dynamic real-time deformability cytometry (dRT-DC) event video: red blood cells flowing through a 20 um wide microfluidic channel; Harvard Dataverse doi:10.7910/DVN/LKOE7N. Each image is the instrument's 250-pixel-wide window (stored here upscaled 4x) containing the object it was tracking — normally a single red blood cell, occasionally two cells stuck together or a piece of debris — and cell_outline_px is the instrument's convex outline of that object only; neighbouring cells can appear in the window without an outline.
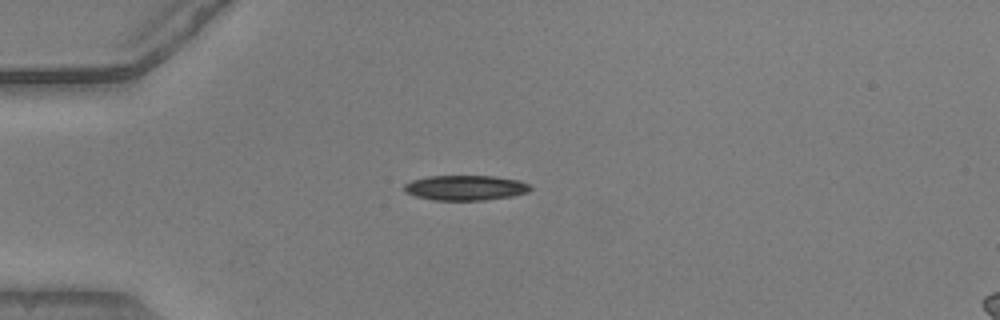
{"species": "common noctule bat (a hibernating species)", "species_latin": "Nyctalus noctula", "temperature_condition": "warm", "stored_images_in_passage": 39, "camera_frame_rate_fps": 3000, "um_per_image_px": 0.085, "animal": {"sex": "male", "body_mass_g": 20.5, "forearm_length_mm": 52.5}, "frame": {"image": 1, "passage_image": 1, "time_ms": 0.0, "image_size_px": [1000, 320], "cell_outline_px": [[532, 188], [528, 192], [512, 196], [484, 200], [432, 200], [416, 196], [404, 192], [404, 184], [412, 180], [428, 176], [492, 176], [520, 180], [528, 184]], "centroid_in_image_um": [39.55, 15.96], "position_along_channel_um": 45.4, "area_um2": 18.44}}
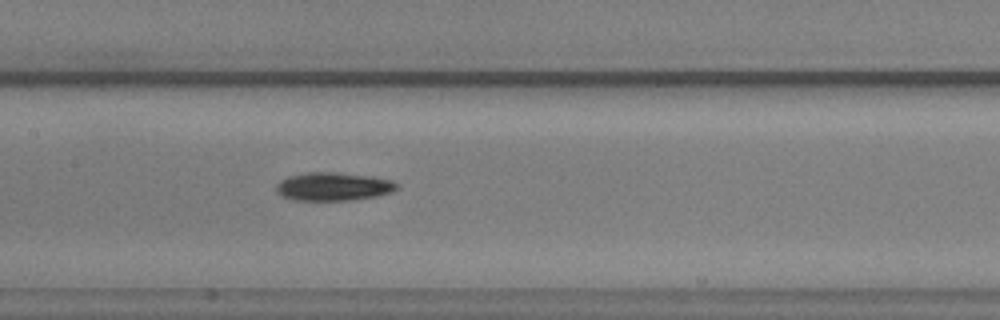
{"frame": {"image": 2, "passage_image": 13, "time_ms": 4.0, "image_size_px": [1000, 320], "cell_outline_px": [[400, 188], [392, 192], [376, 196], [352, 200], [292, 200], [276, 192], [276, 184], [280, 180], [288, 176], [308, 172], [336, 172], [372, 176], [392, 180], [400, 184]], "centroid_in_image_um": [28.37, 15.85], "position_along_channel_um": 179.0, "area_um2": 20.11}}
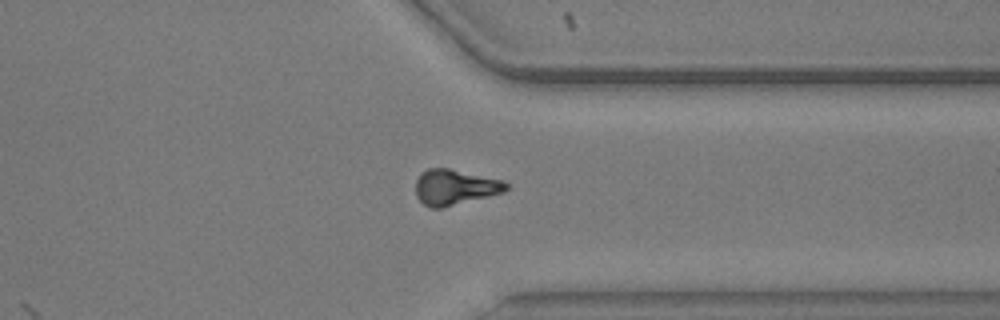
{"frame": {"image": 3, "passage_image": 28, "time_ms": 9.0, "image_size_px": [1000, 320], "cell_outline_px": [[508, 188], [504, 192], [440, 208], [432, 208], [424, 204], [416, 196], [416, 180], [420, 172], [428, 168], [448, 168], [504, 180], [508, 184]], "centroid_in_image_um": [38.65, 15.89], "position_along_channel_um": 372.7, "area_um2": 18.61}, "authors_computed_cell_mechanics": {"area_um2": 18.785, "velocity_mm_per_s": 3.8955, "shape_relaxation_time_tau1_ms": 4.3302, "shape_relaxation_time_tau2_ms": null, "deformation_change_tau1": 0.1496, "deformation_change_tau2": null}}